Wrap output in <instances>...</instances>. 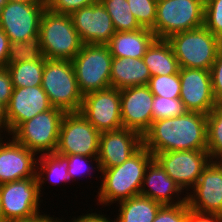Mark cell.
<instances>
[{
	"mask_svg": "<svg viewBox=\"0 0 222 222\" xmlns=\"http://www.w3.org/2000/svg\"><path fill=\"white\" fill-rule=\"evenodd\" d=\"M142 140L153 155L170 151L207 150V115L187 111L180 116L155 120Z\"/></svg>",
	"mask_w": 222,
	"mask_h": 222,
	"instance_id": "1",
	"label": "cell"
},
{
	"mask_svg": "<svg viewBox=\"0 0 222 222\" xmlns=\"http://www.w3.org/2000/svg\"><path fill=\"white\" fill-rule=\"evenodd\" d=\"M153 158L154 155L142 145L123 164L100 168L102 181L98 191V202L103 206H109L110 203L139 195L146 167Z\"/></svg>",
	"mask_w": 222,
	"mask_h": 222,
	"instance_id": "2",
	"label": "cell"
},
{
	"mask_svg": "<svg viewBox=\"0 0 222 222\" xmlns=\"http://www.w3.org/2000/svg\"><path fill=\"white\" fill-rule=\"evenodd\" d=\"M39 36L46 59L71 61L83 45L70 15L47 8L41 18Z\"/></svg>",
	"mask_w": 222,
	"mask_h": 222,
	"instance_id": "3",
	"label": "cell"
},
{
	"mask_svg": "<svg viewBox=\"0 0 222 222\" xmlns=\"http://www.w3.org/2000/svg\"><path fill=\"white\" fill-rule=\"evenodd\" d=\"M172 46L179 67L210 70L222 41L205 26L171 35Z\"/></svg>",
	"mask_w": 222,
	"mask_h": 222,
	"instance_id": "4",
	"label": "cell"
},
{
	"mask_svg": "<svg viewBox=\"0 0 222 222\" xmlns=\"http://www.w3.org/2000/svg\"><path fill=\"white\" fill-rule=\"evenodd\" d=\"M42 89L53 107L65 112H79L84 95L81 93L71 61L45 58Z\"/></svg>",
	"mask_w": 222,
	"mask_h": 222,
	"instance_id": "5",
	"label": "cell"
},
{
	"mask_svg": "<svg viewBox=\"0 0 222 222\" xmlns=\"http://www.w3.org/2000/svg\"><path fill=\"white\" fill-rule=\"evenodd\" d=\"M112 59L107 45H82L71 62L83 95L111 87Z\"/></svg>",
	"mask_w": 222,
	"mask_h": 222,
	"instance_id": "6",
	"label": "cell"
},
{
	"mask_svg": "<svg viewBox=\"0 0 222 222\" xmlns=\"http://www.w3.org/2000/svg\"><path fill=\"white\" fill-rule=\"evenodd\" d=\"M65 113L62 109L52 107L21 123L10 135L36 155L55 153Z\"/></svg>",
	"mask_w": 222,
	"mask_h": 222,
	"instance_id": "7",
	"label": "cell"
},
{
	"mask_svg": "<svg viewBox=\"0 0 222 222\" xmlns=\"http://www.w3.org/2000/svg\"><path fill=\"white\" fill-rule=\"evenodd\" d=\"M204 26V4L199 0H158L155 25L156 39Z\"/></svg>",
	"mask_w": 222,
	"mask_h": 222,
	"instance_id": "8",
	"label": "cell"
},
{
	"mask_svg": "<svg viewBox=\"0 0 222 222\" xmlns=\"http://www.w3.org/2000/svg\"><path fill=\"white\" fill-rule=\"evenodd\" d=\"M100 134L81 112H66L61 122L55 153L60 156L98 157Z\"/></svg>",
	"mask_w": 222,
	"mask_h": 222,
	"instance_id": "9",
	"label": "cell"
},
{
	"mask_svg": "<svg viewBox=\"0 0 222 222\" xmlns=\"http://www.w3.org/2000/svg\"><path fill=\"white\" fill-rule=\"evenodd\" d=\"M37 178H27L0 184V200L6 222L29 219L40 213Z\"/></svg>",
	"mask_w": 222,
	"mask_h": 222,
	"instance_id": "10",
	"label": "cell"
},
{
	"mask_svg": "<svg viewBox=\"0 0 222 222\" xmlns=\"http://www.w3.org/2000/svg\"><path fill=\"white\" fill-rule=\"evenodd\" d=\"M46 3L8 1L0 14V28L9 41H24L39 35Z\"/></svg>",
	"mask_w": 222,
	"mask_h": 222,
	"instance_id": "11",
	"label": "cell"
},
{
	"mask_svg": "<svg viewBox=\"0 0 222 222\" xmlns=\"http://www.w3.org/2000/svg\"><path fill=\"white\" fill-rule=\"evenodd\" d=\"M154 158L182 191L197 184L203 169L211 161L207 150L156 153Z\"/></svg>",
	"mask_w": 222,
	"mask_h": 222,
	"instance_id": "12",
	"label": "cell"
},
{
	"mask_svg": "<svg viewBox=\"0 0 222 222\" xmlns=\"http://www.w3.org/2000/svg\"><path fill=\"white\" fill-rule=\"evenodd\" d=\"M79 112L100 132L123 128L120 90L117 88L85 94Z\"/></svg>",
	"mask_w": 222,
	"mask_h": 222,
	"instance_id": "13",
	"label": "cell"
},
{
	"mask_svg": "<svg viewBox=\"0 0 222 222\" xmlns=\"http://www.w3.org/2000/svg\"><path fill=\"white\" fill-rule=\"evenodd\" d=\"M180 99L186 109L208 115L216 106L210 70L179 68Z\"/></svg>",
	"mask_w": 222,
	"mask_h": 222,
	"instance_id": "14",
	"label": "cell"
},
{
	"mask_svg": "<svg viewBox=\"0 0 222 222\" xmlns=\"http://www.w3.org/2000/svg\"><path fill=\"white\" fill-rule=\"evenodd\" d=\"M121 117L123 128L143 136L153 122L152 104L154 95L148 85L120 89Z\"/></svg>",
	"mask_w": 222,
	"mask_h": 222,
	"instance_id": "15",
	"label": "cell"
},
{
	"mask_svg": "<svg viewBox=\"0 0 222 222\" xmlns=\"http://www.w3.org/2000/svg\"><path fill=\"white\" fill-rule=\"evenodd\" d=\"M192 190L190 194L186 192L189 209L203 214L222 215V169L214 161L203 169Z\"/></svg>",
	"mask_w": 222,
	"mask_h": 222,
	"instance_id": "16",
	"label": "cell"
},
{
	"mask_svg": "<svg viewBox=\"0 0 222 222\" xmlns=\"http://www.w3.org/2000/svg\"><path fill=\"white\" fill-rule=\"evenodd\" d=\"M70 17L83 44L106 45L116 32L100 1L76 10Z\"/></svg>",
	"mask_w": 222,
	"mask_h": 222,
	"instance_id": "17",
	"label": "cell"
},
{
	"mask_svg": "<svg viewBox=\"0 0 222 222\" xmlns=\"http://www.w3.org/2000/svg\"><path fill=\"white\" fill-rule=\"evenodd\" d=\"M143 145L142 136L131 129L120 128L100 134L98 164L111 168L123 164Z\"/></svg>",
	"mask_w": 222,
	"mask_h": 222,
	"instance_id": "18",
	"label": "cell"
},
{
	"mask_svg": "<svg viewBox=\"0 0 222 222\" xmlns=\"http://www.w3.org/2000/svg\"><path fill=\"white\" fill-rule=\"evenodd\" d=\"M6 107L9 134H11L21 123L53 106L42 86H33L14 88Z\"/></svg>",
	"mask_w": 222,
	"mask_h": 222,
	"instance_id": "19",
	"label": "cell"
},
{
	"mask_svg": "<svg viewBox=\"0 0 222 222\" xmlns=\"http://www.w3.org/2000/svg\"><path fill=\"white\" fill-rule=\"evenodd\" d=\"M36 154L12 140L0 146V184L27 178H37ZM36 158V159H35Z\"/></svg>",
	"mask_w": 222,
	"mask_h": 222,
	"instance_id": "20",
	"label": "cell"
},
{
	"mask_svg": "<svg viewBox=\"0 0 222 222\" xmlns=\"http://www.w3.org/2000/svg\"><path fill=\"white\" fill-rule=\"evenodd\" d=\"M181 192L183 193L181 188L167 175L158 161L153 158L146 167L139 195L151 198L164 206L185 203L186 196L179 197ZM173 196L177 197V201L174 200L175 197Z\"/></svg>",
	"mask_w": 222,
	"mask_h": 222,
	"instance_id": "21",
	"label": "cell"
},
{
	"mask_svg": "<svg viewBox=\"0 0 222 222\" xmlns=\"http://www.w3.org/2000/svg\"><path fill=\"white\" fill-rule=\"evenodd\" d=\"M156 39L151 29L115 32L106 44L114 58H143L147 48Z\"/></svg>",
	"mask_w": 222,
	"mask_h": 222,
	"instance_id": "22",
	"label": "cell"
},
{
	"mask_svg": "<svg viewBox=\"0 0 222 222\" xmlns=\"http://www.w3.org/2000/svg\"><path fill=\"white\" fill-rule=\"evenodd\" d=\"M151 77L143 58H114L111 64V87L123 89L148 85Z\"/></svg>",
	"mask_w": 222,
	"mask_h": 222,
	"instance_id": "23",
	"label": "cell"
},
{
	"mask_svg": "<svg viewBox=\"0 0 222 222\" xmlns=\"http://www.w3.org/2000/svg\"><path fill=\"white\" fill-rule=\"evenodd\" d=\"M143 60L151 76L173 75L179 72L177 58L166 39H155L147 48Z\"/></svg>",
	"mask_w": 222,
	"mask_h": 222,
	"instance_id": "24",
	"label": "cell"
},
{
	"mask_svg": "<svg viewBox=\"0 0 222 222\" xmlns=\"http://www.w3.org/2000/svg\"><path fill=\"white\" fill-rule=\"evenodd\" d=\"M119 214L114 222H153L163 206L151 198L137 195L118 202Z\"/></svg>",
	"mask_w": 222,
	"mask_h": 222,
	"instance_id": "25",
	"label": "cell"
},
{
	"mask_svg": "<svg viewBox=\"0 0 222 222\" xmlns=\"http://www.w3.org/2000/svg\"><path fill=\"white\" fill-rule=\"evenodd\" d=\"M40 156V158L37 156L39 160H37L36 171L40 194L44 181L48 180V182L50 181L49 183H52L53 185H57L63 181L70 182L71 179L68 174V166L66 159L63 156H60L56 153L42 154ZM44 175H46L45 177L47 178H45Z\"/></svg>",
	"mask_w": 222,
	"mask_h": 222,
	"instance_id": "26",
	"label": "cell"
},
{
	"mask_svg": "<svg viewBox=\"0 0 222 222\" xmlns=\"http://www.w3.org/2000/svg\"><path fill=\"white\" fill-rule=\"evenodd\" d=\"M45 60L21 62L7 66L14 88L42 85Z\"/></svg>",
	"mask_w": 222,
	"mask_h": 222,
	"instance_id": "27",
	"label": "cell"
},
{
	"mask_svg": "<svg viewBox=\"0 0 222 222\" xmlns=\"http://www.w3.org/2000/svg\"><path fill=\"white\" fill-rule=\"evenodd\" d=\"M36 60H45L39 35L24 41L9 42L6 67L21 62Z\"/></svg>",
	"mask_w": 222,
	"mask_h": 222,
	"instance_id": "28",
	"label": "cell"
},
{
	"mask_svg": "<svg viewBox=\"0 0 222 222\" xmlns=\"http://www.w3.org/2000/svg\"><path fill=\"white\" fill-rule=\"evenodd\" d=\"M112 19L116 32L141 29L134 15L130 12L127 0H99Z\"/></svg>",
	"mask_w": 222,
	"mask_h": 222,
	"instance_id": "29",
	"label": "cell"
},
{
	"mask_svg": "<svg viewBox=\"0 0 222 222\" xmlns=\"http://www.w3.org/2000/svg\"><path fill=\"white\" fill-rule=\"evenodd\" d=\"M207 151L211 161L222 158V102L207 115Z\"/></svg>",
	"mask_w": 222,
	"mask_h": 222,
	"instance_id": "30",
	"label": "cell"
},
{
	"mask_svg": "<svg viewBox=\"0 0 222 222\" xmlns=\"http://www.w3.org/2000/svg\"><path fill=\"white\" fill-rule=\"evenodd\" d=\"M148 86L154 96L180 98L181 82L179 72L173 75L151 76Z\"/></svg>",
	"mask_w": 222,
	"mask_h": 222,
	"instance_id": "31",
	"label": "cell"
},
{
	"mask_svg": "<svg viewBox=\"0 0 222 222\" xmlns=\"http://www.w3.org/2000/svg\"><path fill=\"white\" fill-rule=\"evenodd\" d=\"M187 111L180 98L171 99L154 96L152 104L153 121L180 116Z\"/></svg>",
	"mask_w": 222,
	"mask_h": 222,
	"instance_id": "32",
	"label": "cell"
},
{
	"mask_svg": "<svg viewBox=\"0 0 222 222\" xmlns=\"http://www.w3.org/2000/svg\"><path fill=\"white\" fill-rule=\"evenodd\" d=\"M130 12L139 25L152 29L155 25L158 0H127Z\"/></svg>",
	"mask_w": 222,
	"mask_h": 222,
	"instance_id": "33",
	"label": "cell"
},
{
	"mask_svg": "<svg viewBox=\"0 0 222 222\" xmlns=\"http://www.w3.org/2000/svg\"><path fill=\"white\" fill-rule=\"evenodd\" d=\"M204 26L222 41V0H207L204 5Z\"/></svg>",
	"mask_w": 222,
	"mask_h": 222,
	"instance_id": "34",
	"label": "cell"
},
{
	"mask_svg": "<svg viewBox=\"0 0 222 222\" xmlns=\"http://www.w3.org/2000/svg\"><path fill=\"white\" fill-rule=\"evenodd\" d=\"M189 206L187 201L177 205L162 206L153 222H188Z\"/></svg>",
	"mask_w": 222,
	"mask_h": 222,
	"instance_id": "35",
	"label": "cell"
},
{
	"mask_svg": "<svg viewBox=\"0 0 222 222\" xmlns=\"http://www.w3.org/2000/svg\"><path fill=\"white\" fill-rule=\"evenodd\" d=\"M63 157L66 159V163L68 166V174L72 181L76 177L79 179L78 176L79 175L81 176V174L83 173L85 174L88 169L93 170V166L89 164V162H92V160L96 162V168L100 172V167L98 164V157H88V156H83V155H65Z\"/></svg>",
	"mask_w": 222,
	"mask_h": 222,
	"instance_id": "36",
	"label": "cell"
},
{
	"mask_svg": "<svg viewBox=\"0 0 222 222\" xmlns=\"http://www.w3.org/2000/svg\"><path fill=\"white\" fill-rule=\"evenodd\" d=\"M46 8L54 13L71 15L80 8L91 6L99 0H45Z\"/></svg>",
	"mask_w": 222,
	"mask_h": 222,
	"instance_id": "37",
	"label": "cell"
},
{
	"mask_svg": "<svg viewBox=\"0 0 222 222\" xmlns=\"http://www.w3.org/2000/svg\"><path fill=\"white\" fill-rule=\"evenodd\" d=\"M212 90L217 103L222 102V47L210 69Z\"/></svg>",
	"mask_w": 222,
	"mask_h": 222,
	"instance_id": "38",
	"label": "cell"
},
{
	"mask_svg": "<svg viewBox=\"0 0 222 222\" xmlns=\"http://www.w3.org/2000/svg\"><path fill=\"white\" fill-rule=\"evenodd\" d=\"M13 83L11 75L6 67L0 68V102L8 105L13 93Z\"/></svg>",
	"mask_w": 222,
	"mask_h": 222,
	"instance_id": "39",
	"label": "cell"
},
{
	"mask_svg": "<svg viewBox=\"0 0 222 222\" xmlns=\"http://www.w3.org/2000/svg\"><path fill=\"white\" fill-rule=\"evenodd\" d=\"M188 222H222V215L203 214L189 209Z\"/></svg>",
	"mask_w": 222,
	"mask_h": 222,
	"instance_id": "40",
	"label": "cell"
},
{
	"mask_svg": "<svg viewBox=\"0 0 222 222\" xmlns=\"http://www.w3.org/2000/svg\"><path fill=\"white\" fill-rule=\"evenodd\" d=\"M9 42L8 36L0 28V68L6 67Z\"/></svg>",
	"mask_w": 222,
	"mask_h": 222,
	"instance_id": "41",
	"label": "cell"
},
{
	"mask_svg": "<svg viewBox=\"0 0 222 222\" xmlns=\"http://www.w3.org/2000/svg\"><path fill=\"white\" fill-rule=\"evenodd\" d=\"M71 222H114L110 221L109 218L105 217V215H100L97 213H87L85 215L78 216L77 218L74 217Z\"/></svg>",
	"mask_w": 222,
	"mask_h": 222,
	"instance_id": "42",
	"label": "cell"
},
{
	"mask_svg": "<svg viewBox=\"0 0 222 222\" xmlns=\"http://www.w3.org/2000/svg\"><path fill=\"white\" fill-rule=\"evenodd\" d=\"M0 132H8L9 133V123L7 118V107L3 103L0 102Z\"/></svg>",
	"mask_w": 222,
	"mask_h": 222,
	"instance_id": "43",
	"label": "cell"
},
{
	"mask_svg": "<svg viewBox=\"0 0 222 222\" xmlns=\"http://www.w3.org/2000/svg\"><path fill=\"white\" fill-rule=\"evenodd\" d=\"M8 222H53V217H50L47 214L41 215V213H39L36 216L29 219L11 220Z\"/></svg>",
	"mask_w": 222,
	"mask_h": 222,
	"instance_id": "44",
	"label": "cell"
},
{
	"mask_svg": "<svg viewBox=\"0 0 222 222\" xmlns=\"http://www.w3.org/2000/svg\"><path fill=\"white\" fill-rule=\"evenodd\" d=\"M8 1H19V2H28V3H46L45 0H8Z\"/></svg>",
	"mask_w": 222,
	"mask_h": 222,
	"instance_id": "45",
	"label": "cell"
},
{
	"mask_svg": "<svg viewBox=\"0 0 222 222\" xmlns=\"http://www.w3.org/2000/svg\"><path fill=\"white\" fill-rule=\"evenodd\" d=\"M0 222H6L3 211H2L1 200H0Z\"/></svg>",
	"mask_w": 222,
	"mask_h": 222,
	"instance_id": "46",
	"label": "cell"
},
{
	"mask_svg": "<svg viewBox=\"0 0 222 222\" xmlns=\"http://www.w3.org/2000/svg\"><path fill=\"white\" fill-rule=\"evenodd\" d=\"M222 169V158L214 161Z\"/></svg>",
	"mask_w": 222,
	"mask_h": 222,
	"instance_id": "47",
	"label": "cell"
},
{
	"mask_svg": "<svg viewBox=\"0 0 222 222\" xmlns=\"http://www.w3.org/2000/svg\"><path fill=\"white\" fill-rule=\"evenodd\" d=\"M7 2L5 0H0V14L2 11V7L6 4Z\"/></svg>",
	"mask_w": 222,
	"mask_h": 222,
	"instance_id": "48",
	"label": "cell"
},
{
	"mask_svg": "<svg viewBox=\"0 0 222 222\" xmlns=\"http://www.w3.org/2000/svg\"><path fill=\"white\" fill-rule=\"evenodd\" d=\"M57 219H58L57 217H56V219L53 218V222H63L62 219H60V220L59 219L57 220Z\"/></svg>",
	"mask_w": 222,
	"mask_h": 222,
	"instance_id": "49",
	"label": "cell"
},
{
	"mask_svg": "<svg viewBox=\"0 0 222 222\" xmlns=\"http://www.w3.org/2000/svg\"><path fill=\"white\" fill-rule=\"evenodd\" d=\"M1 135L2 134H0V146L4 143V141L2 140L3 138H1Z\"/></svg>",
	"mask_w": 222,
	"mask_h": 222,
	"instance_id": "50",
	"label": "cell"
},
{
	"mask_svg": "<svg viewBox=\"0 0 222 222\" xmlns=\"http://www.w3.org/2000/svg\"><path fill=\"white\" fill-rule=\"evenodd\" d=\"M200 2H202L204 5L206 4L207 0H199Z\"/></svg>",
	"mask_w": 222,
	"mask_h": 222,
	"instance_id": "51",
	"label": "cell"
}]
</instances>
